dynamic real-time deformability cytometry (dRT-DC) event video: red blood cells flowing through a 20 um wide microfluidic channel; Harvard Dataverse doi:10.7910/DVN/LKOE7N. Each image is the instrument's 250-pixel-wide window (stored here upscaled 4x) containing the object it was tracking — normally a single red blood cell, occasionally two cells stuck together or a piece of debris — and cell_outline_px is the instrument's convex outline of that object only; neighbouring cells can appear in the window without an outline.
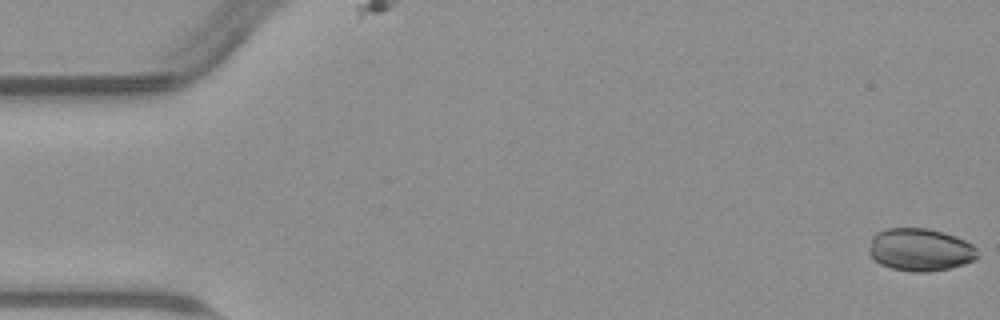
{"species": "common noctule bat (a hibernating species)", "species_latin": "Nyctalus noctula", "temperature_condition": "warm", "stored_images_in_passage": 55, "camera_frame_rate_fps": 3000, "um_per_image_px": 0.085, "animal": {"sex": "male", "body_mass_g": 23.1, "forearm_length_mm": 52.7}, "frame": {"image": 1, "passage_image": 1, "time_ms": 0.0, "image_size_px": [1000, 320], "cell_outline_px": [[980, 256], [976, 260], [952, 268], [928, 272], [912, 272], [892, 268], [880, 264], [868, 252], [868, 248], [872, 236], [876, 232], [884, 228], [924, 228], [956, 236], [972, 244], [976, 248]], "centroid_in_image_um": [78.22, 21.23], "position_along_channel_um": 6.8, "area_um2": 27.22}}
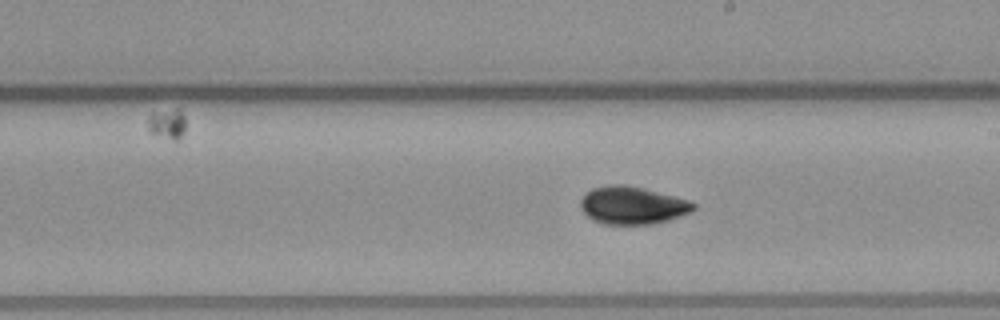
{"frame": {"image": 2, "passage_image": 31, "time_ms": 10.0, "image_size_px": [1000, 320], "cell_outline_px": [[696, 208], [692, 212], [668, 220], [652, 224], [604, 224], [592, 220], [580, 208], [580, 200], [592, 188], [608, 184], [624, 184], [644, 188], [688, 200], [696, 204]], "centroid_in_image_um": [53.75, 17.45], "position_along_channel_um": 235.2, "area_um2": 24.85}}
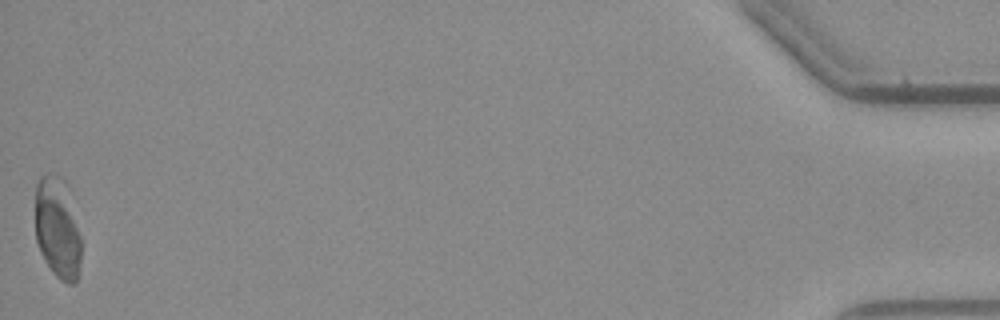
{"frame": {"image": 3, "passage_image": 55, "time_ms": 18.0, "image_size_px": [1000, 320], "cell_outline_px": [[80, 260], [76, 280], [72, 284], [68, 284], [60, 280], [52, 272], [44, 260], [40, 252], [36, 240], [36, 184], [40, 176], [48, 172], [52, 172], [60, 176], [64, 180], [72, 192], [80, 236]], "centroid_in_image_um": [4.9, 19.31], "position_along_channel_um": 430.3, "area_um2": 27.74}, "authors_computed_cell_mechanics": {"area_um2": 26.3568, "velocity_mm_per_s": 3.7695, "shape_relaxation_time_tau1_ms": null, "shape_relaxation_time_tau2_ms": 0.7558, "deformation_change_tau1": null, "deformation_change_tau2": 0.0395}}